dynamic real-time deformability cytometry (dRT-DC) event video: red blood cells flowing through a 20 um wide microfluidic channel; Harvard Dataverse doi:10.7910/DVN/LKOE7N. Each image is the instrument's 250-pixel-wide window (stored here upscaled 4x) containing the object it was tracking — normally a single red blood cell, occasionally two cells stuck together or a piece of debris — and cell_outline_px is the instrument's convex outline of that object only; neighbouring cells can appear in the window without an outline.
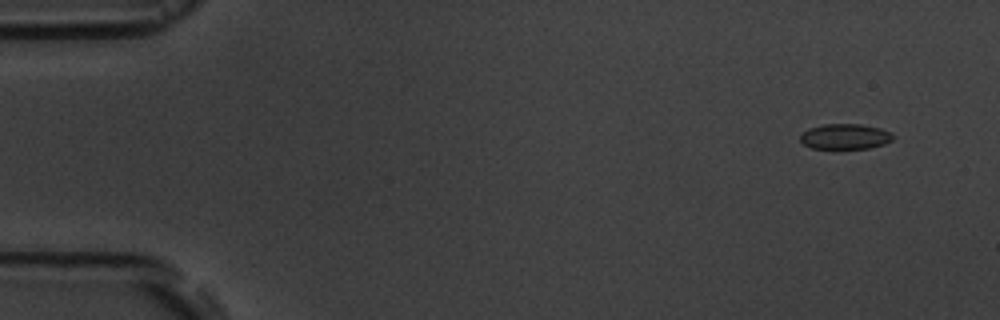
{"species": "common noctule bat (a hibernating species)", "species_latin": "Nyctalus noctula", "temperature_condition": "room temperature", "stored_images_in_passage": 5, "camera_frame_rate_fps": 3000, "um_per_image_px": 0.085, "animal": {"sex": "male", "body_mass_g": 19.5, "forearm_length_mm": 54.6}, "frame": {"image": 1, "passage_image": 1, "time_ms": 0.0, "image_size_px": [1000, 320], "cell_outline_px": [[892, 140], [884, 144], [868, 148], [812, 148], [804, 144], [800, 140], [800, 136], [808, 128], [824, 124], [860, 124], [880, 128], [892, 132]], "centroid_in_image_um": [71.84, 11.59], "position_along_channel_um": 13.2, "area_um2": 13.58}}
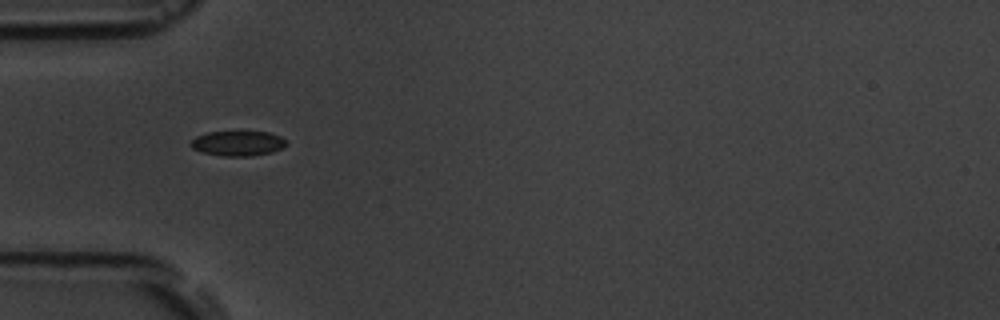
{"frame": {"image": 2, "passage_image": 5, "time_ms": 4.667, "image_size_px": [1000, 320], "cell_outline_px": [[288, 144], [284, 148], [272, 152], [252, 156], [220, 156], [200, 152], [192, 148], [188, 144], [196, 136], [208, 132], [268, 132], [280, 136], [288, 140]], "centroid_in_image_um": [20.23, 12.19], "position_along_channel_um": 64.8, "area_um2": 14.16}}